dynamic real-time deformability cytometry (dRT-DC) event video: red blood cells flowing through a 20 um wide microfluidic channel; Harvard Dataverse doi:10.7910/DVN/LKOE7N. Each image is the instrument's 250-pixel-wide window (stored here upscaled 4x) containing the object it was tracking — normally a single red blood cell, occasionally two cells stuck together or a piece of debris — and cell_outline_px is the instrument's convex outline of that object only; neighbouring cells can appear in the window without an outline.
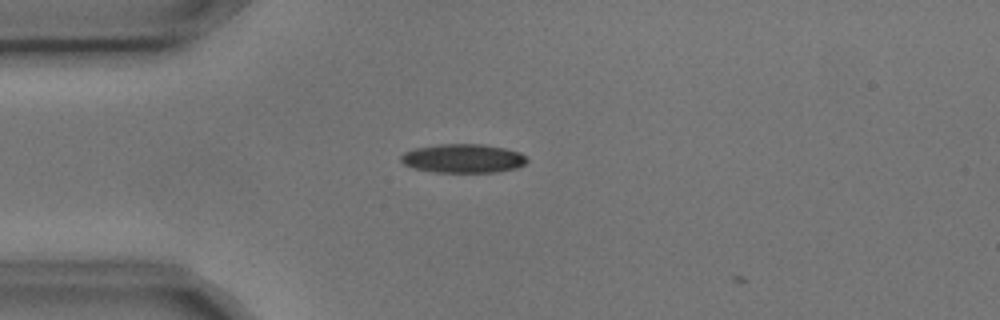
{"species": "common noctule bat (a hibernating species)", "species_latin": "Nyctalus noctula", "temperature_condition": "cold", "stored_images_in_passage": 4, "camera_frame_rate_fps": 3000, "um_per_image_px": 0.085, "animal": {"sex": "male", "body_mass_g": 17.9, "forearm_length_mm": 54.2}, "frame": {"image": 1, "passage_image": 3, "time_ms": 0.667, "image_size_px": [1000, 320], "cell_outline_px": [[528, 160], [524, 164], [516, 168], [496, 172], [436, 172], [416, 168], [404, 164], [400, 160], [400, 156], [404, 152], [416, 148], [440, 144], [480, 144], [504, 148], [520, 152]], "centroid_in_image_um": [39.36, 13.46], "position_along_channel_um": 45.6, "area_um2": 20.98}}